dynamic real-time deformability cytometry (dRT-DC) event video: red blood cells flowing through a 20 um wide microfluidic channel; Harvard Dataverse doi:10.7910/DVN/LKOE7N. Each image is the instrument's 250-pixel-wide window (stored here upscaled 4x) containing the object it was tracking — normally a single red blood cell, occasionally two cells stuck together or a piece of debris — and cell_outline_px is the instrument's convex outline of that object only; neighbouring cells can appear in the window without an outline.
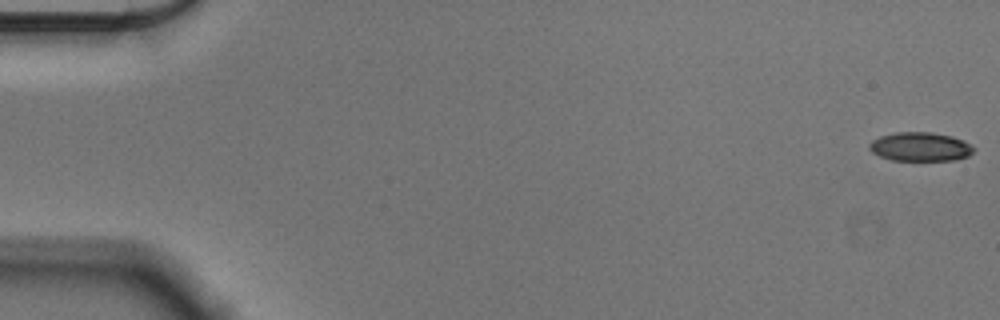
{"species": "Egyptian fruit bat (a non-hibernating species)", "species_latin": "Rousettus aegyptiacus", "temperature_condition": "cold", "stored_images_in_passage": 8, "camera_frame_rate_fps": 3000, "um_per_image_px": 0.085, "animal": {"sex": "male"}, "frame": {"image": 1, "passage_image": 1, "time_ms": 0.0, "image_size_px": [1000, 320], "cell_outline_px": [[976, 148], [968, 156], [956, 160], [892, 160], [880, 156], [872, 152], [868, 148], [868, 144], [872, 140], [880, 136], [896, 132], [932, 132], [952, 136], [964, 140]], "centroid_in_image_um": [78.23, 12.47], "position_along_channel_um": 6.8, "area_um2": 17.69}}